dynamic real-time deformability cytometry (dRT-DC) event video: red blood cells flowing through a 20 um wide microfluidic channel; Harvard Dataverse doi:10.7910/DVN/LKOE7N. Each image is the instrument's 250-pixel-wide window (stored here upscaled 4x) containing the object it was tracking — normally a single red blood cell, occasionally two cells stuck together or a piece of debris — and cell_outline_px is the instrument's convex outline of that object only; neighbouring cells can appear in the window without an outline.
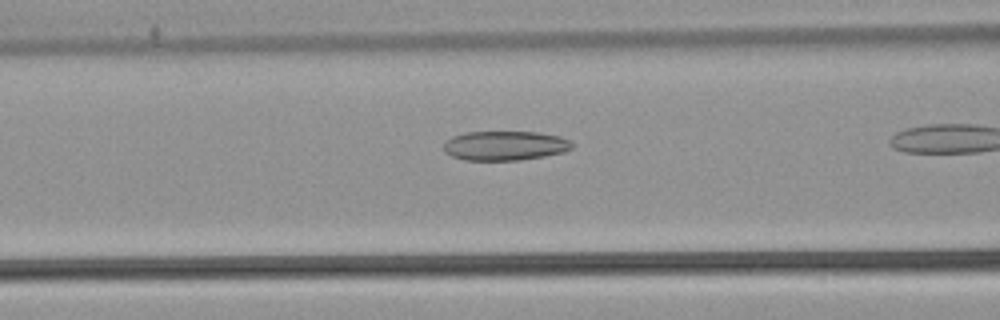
{"species": "common noctule bat (a hibernating species)", "species_latin": "Nyctalus noctula", "temperature_condition": "warm", "stored_images_in_passage": 31, "camera_frame_rate_fps": 3000, "um_per_image_px": 0.085, "animal": {"sex": "male", "body_mass_g": 21.5, "forearm_length_mm": 52.0}, "frame": {"image": 1, "passage_image": 17, "time_ms": 5.333, "image_size_px": [1000, 320], "cell_outline_px": [[572, 148], [564, 152], [544, 156], [520, 160], [464, 160], [452, 156], [444, 152], [444, 140], [452, 136], [464, 132], [540, 132], [560, 136], [572, 140]], "centroid_in_image_um": [42.92, 12.37], "position_along_channel_um": 123.7, "area_um2": 22.25}}
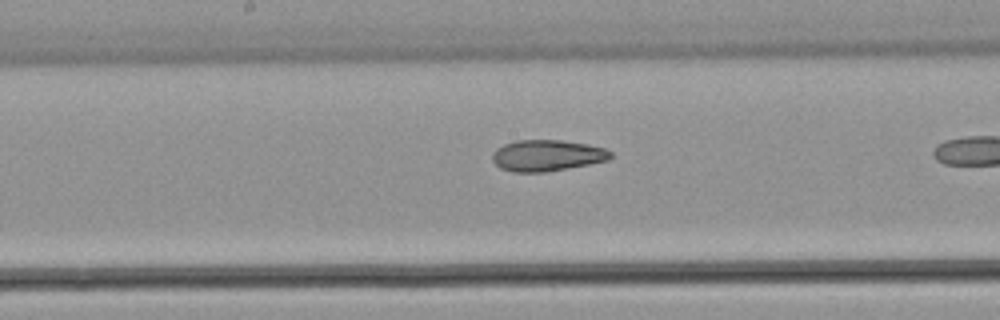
{"frame": {"image": 2, "passage_image": 23, "time_ms": 7.333, "image_size_px": [1000, 320], "cell_outline_px": [[612, 156], [608, 160], [588, 164], [544, 172], [512, 172], [500, 168], [492, 160], [492, 152], [496, 148], [504, 144], [516, 140], [564, 140], [588, 144], [604, 148], [612, 152]], "centroid_in_image_um": [46.47, 13.21], "position_along_channel_um": 201.7, "area_um2": 21.56}}
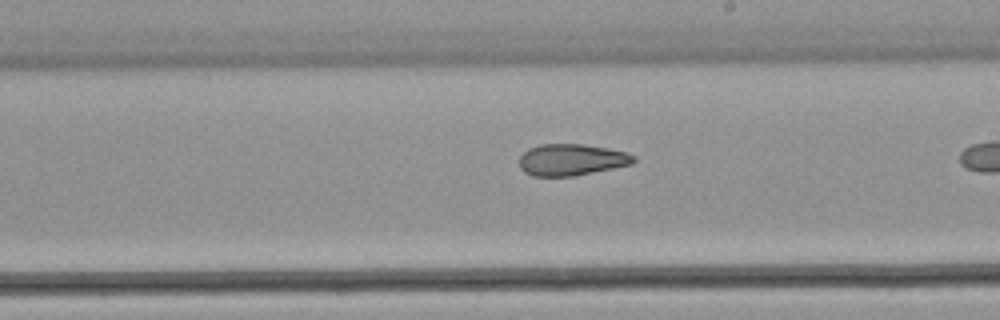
{"frame": {"image": 3, "passage_image": 26, "time_ms": 8.333, "image_size_px": [1000, 320], "cell_outline_px": [[636, 160], [632, 164], [572, 176], [532, 176], [524, 172], [520, 168], [520, 156], [528, 148], [540, 144], [584, 144], [608, 148], [628, 152], [636, 156]], "centroid_in_image_um": [48.58, 13.57], "position_along_channel_um": 240.4, "area_um2": 21.1}}